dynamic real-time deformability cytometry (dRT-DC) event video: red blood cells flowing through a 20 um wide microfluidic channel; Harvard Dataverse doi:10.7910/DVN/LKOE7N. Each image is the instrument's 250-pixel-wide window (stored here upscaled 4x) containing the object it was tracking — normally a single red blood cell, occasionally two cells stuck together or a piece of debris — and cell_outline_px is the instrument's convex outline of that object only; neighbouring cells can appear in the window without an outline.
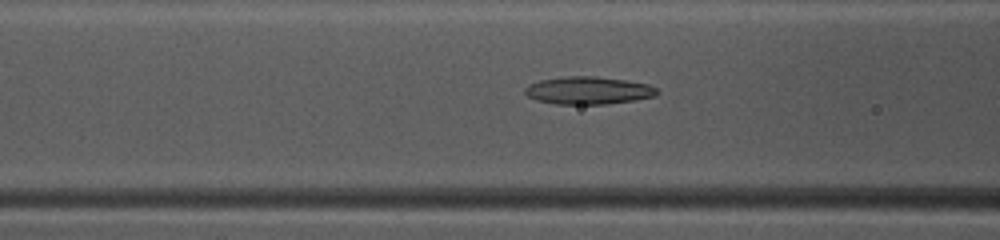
{"species": "common noctule bat (a hibernating species)", "species_latin": "Nyctalus noctula", "temperature_condition": "warm", "stored_images_in_passage": 49, "camera_frame_rate_fps": 3000, "um_per_image_px": 0.085, "animal": {"sex": "female", "body_mass_g": 10.0, "forearm_length_mm": 53.1}, "frame": {"image": 1, "passage_image": 20, "time_ms": 6.333, "image_size_px": [1000, 240], "cell_outline_px": [[660, 92], [656, 96], [636, 100], [604, 104], [556, 104], [536, 100], [528, 96], [524, 92], [524, 88], [528, 84], [540, 80], [568, 76], [596, 76], [624, 80], [648, 84], [656, 88]], "centroid_in_image_um": [50.01, 7.69], "position_along_channel_um": 116.6, "area_um2": 21.33}}
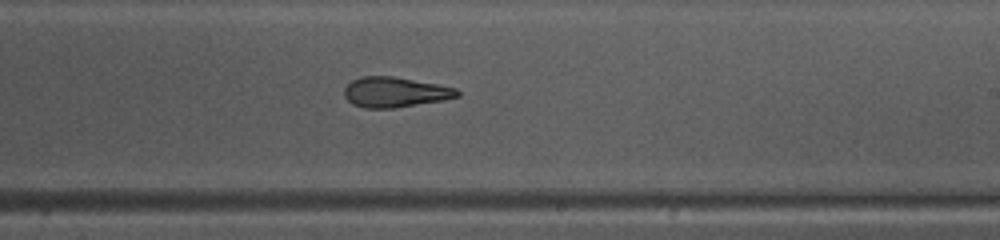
{"frame": {"image": 2, "passage_image": 30, "time_ms": 9.667, "image_size_px": [1000, 240], "cell_outline_px": [[460, 96], [444, 100], [392, 108], [364, 108], [352, 104], [344, 96], [344, 88], [352, 80], [360, 76], [392, 76], [436, 84], [456, 88], [460, 92]], "centroid_in_image_um": [33.56, 7.83], "position_along_channel_um": 255.4, "area_um2": 19.83}}
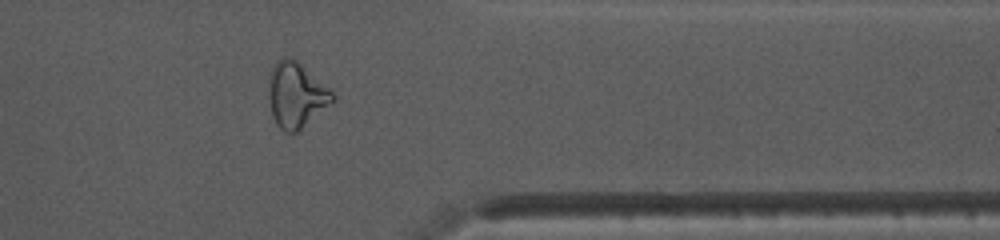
{"frame": {"image": 3, "passage_image": 40, "time_ms": 13.0, "image_size_px": [1000, 240], "cell_outline_px": [[336, 96], [332, 100], [296, 132], [284, 132], [276, 124], [272, 116], [268, 96], [268, 76], [276, 60], [284, 56], [288, 56], [296, 60], [328, 88]], "centroid_in_image_um": [25.08, 8.04], "position_along_channel_um": 386.3, "area_um2": 23.7}, "authors_computed_cell_mechanics": {"area_um2": 21.964, "velocity_mm_per_s": 4.1596, "shape_relaxation_time_tau1_ms": null, "shape_relaxation_time_tau2_ms": 2.9181, "deformation_change_tau1": null, "deformation_change_tau2": 0.1345}}